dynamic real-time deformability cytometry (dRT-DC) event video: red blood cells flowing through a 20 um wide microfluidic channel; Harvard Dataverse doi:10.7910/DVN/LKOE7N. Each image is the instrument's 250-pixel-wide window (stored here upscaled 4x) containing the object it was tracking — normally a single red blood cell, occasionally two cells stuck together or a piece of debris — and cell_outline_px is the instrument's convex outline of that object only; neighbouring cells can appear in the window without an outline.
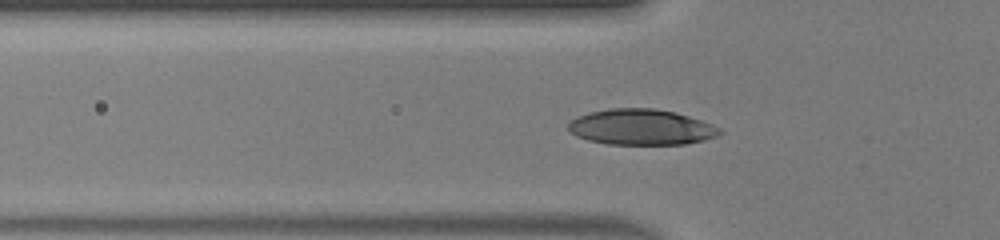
{"species": "human", "species_latin": "Homo sapiens", "temperature_condition": "warm", "stored_images_in_passage": 32, "camera_frame_rate_fps": 3000, "um_per_image_px": 0.085, "donor": {"sex": "male"}, "frame": {"image": 1, "passage_image": 3, "time_ms": 0.667, "image_size_px": [1000, 240], "cell_outline_px": [[724, 132], [716, 136], [704, 140], [684, 144], [608, 144], [588, 140], [576, 136], [568, 132], [568, 124], [576, 116], [588, 112], [612, 108], [652, 108], [676, 112], [712, 124], [720, 128]], "centroid_in_image_um": [54.48, 10.8], "position_along_channel_um": 71.3, "area_um2": 31.62}}
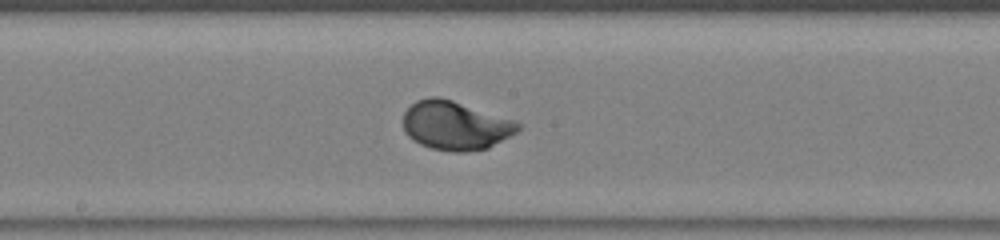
{"frame": {"image": 2, "passage_image": 13, "time_ms": 4.0, "image_size_px": [1000, 240], "cell_outline_px": [[520, 128], [516, 132], [488, 148], [464, 152], [452, 152], [432, 148], [420, 144], [412, 140], [404, 132], [404, 112], [416, 100], [428, 96], [440, 96], [516, 120], [520, 124]], "centroid_in_image_um": [38.7, 10.65], "position_along_channel_um": 209.5, "area_um2": 32.83}}
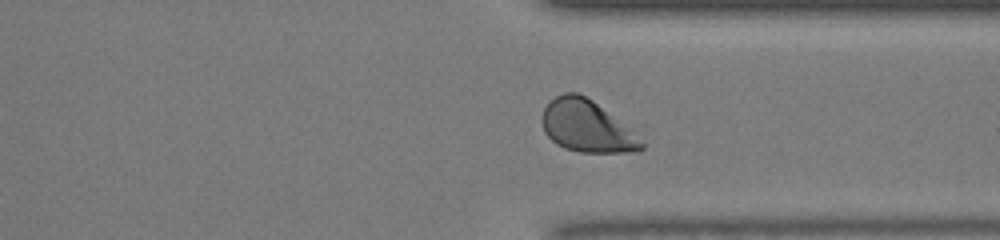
{"frame": {"image": 3, "passage_image": 24, "time_ms": 7.667, "image_size_px": [1000, 240], "cell_outline_px": [[644, 148], [640, 152], [580, 152], [564, 148], [556, 144], [544, 132], [540, 120], [540, 116], [544, 108], [556, 96], [564, 92], [580, 92], [592, 100], [628, 128], [644, 144]], "centroid_in_image_um": [49.82, 10.73], "position_along_channel_um": 361.6, "area_um2": 29.77}, "authors_computed_cell_mechanics": {"area_um2": 31.7611, "velocity_mm_per_s": 4.1334, "shape_relaxation_time_tau1_ms": 1.867, "shape_relaxation_time_tau2_ms": null, "deformation_change_tau1": 0.1685, "deformation_change_tau2": null}}